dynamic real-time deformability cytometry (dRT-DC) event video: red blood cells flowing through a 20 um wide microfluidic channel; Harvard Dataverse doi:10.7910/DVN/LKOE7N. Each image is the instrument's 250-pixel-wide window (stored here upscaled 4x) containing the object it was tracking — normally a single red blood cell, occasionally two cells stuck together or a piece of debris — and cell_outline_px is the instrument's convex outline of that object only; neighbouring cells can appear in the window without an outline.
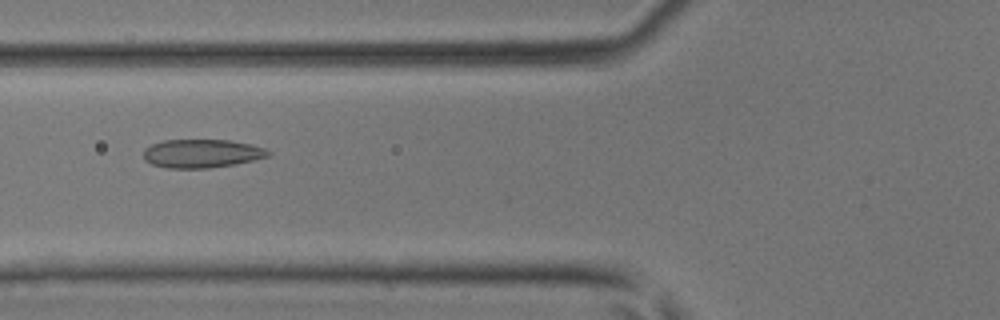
{"species": "common noctule bat (a hibernating species)", "species_latin": "Nyctalus noctula", "temperature_condition": "room temperature", "stored_images_in_passage": 46, "camera_frame_rate_fps": 3000, "um_per_image_px": 0.085, "animal": {"sex": "male", "body_mass_g": 17.9, "forearm_length_mm": 54.2}, "frame": {"image": 1, "passage_image": 18, "time_ms": 5.667, "image_size_px": [1000, 320], "cell_outline_px": [[272, 152], [268, 156], [236, 164], [208, 168], [168, 168], [152, 164], [144, 160], [144, 148], [152, 144], [164, 140], [232, 140], [252, 144], [264, 148]], "centroid_in_image_um": [17.15, 13.04], "position_along_channel_um": 108.6, "area_um2": 20.75}}
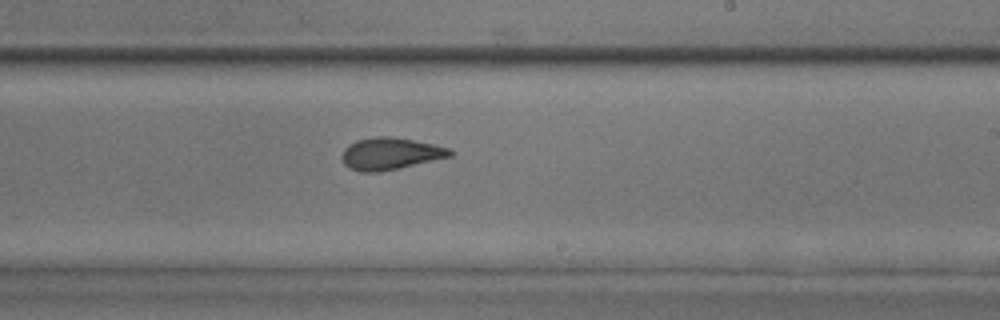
{"frame": {"image": 2, "passage_image": 28, "time_ms": 9.0, "image_size_px": [1000, 320], "cell_outline_px": [[452, 156], [400, 168], [376, 172], [360, 172], [348, 168], [344, 164], [340, 156], [344, 148], [348, 144], [356, 140], [376, 136], [388, 136], [412, 140], [432, 144], [448, 148], [452, 152]], "centroid_in_image_um": [33.11, 13.07], "position_along_channel_um": 255.9, "area_um2": 20.17}}
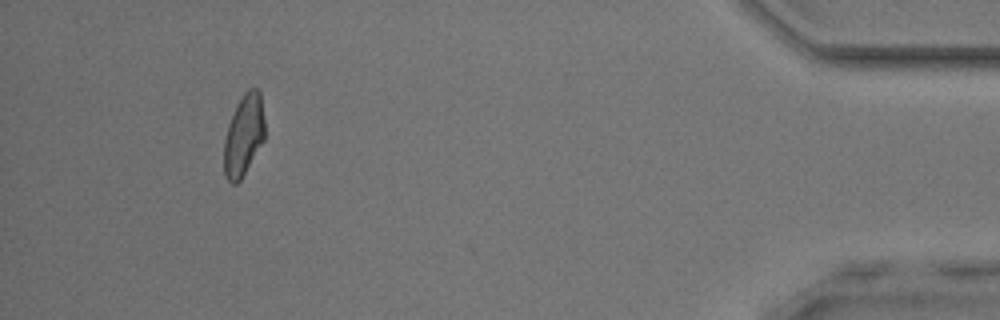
{"frame": {"image": 3, "passage_image": 43, "time_ms": 14.0, "image_size_px": [1000, 320], "cell_outline_px": [[264, 140], [240, 180], [236, 184], [232, 184], [224, 176], [224, 140], [228, 124], [236, 104], [244, 92], [248, 88], [256, 88], [260, 92], [264, 120]], "centroid_in_image_um": [20.7, 11.48], "position_along_channel_um": 414.5, "area_um2": 19.31}}